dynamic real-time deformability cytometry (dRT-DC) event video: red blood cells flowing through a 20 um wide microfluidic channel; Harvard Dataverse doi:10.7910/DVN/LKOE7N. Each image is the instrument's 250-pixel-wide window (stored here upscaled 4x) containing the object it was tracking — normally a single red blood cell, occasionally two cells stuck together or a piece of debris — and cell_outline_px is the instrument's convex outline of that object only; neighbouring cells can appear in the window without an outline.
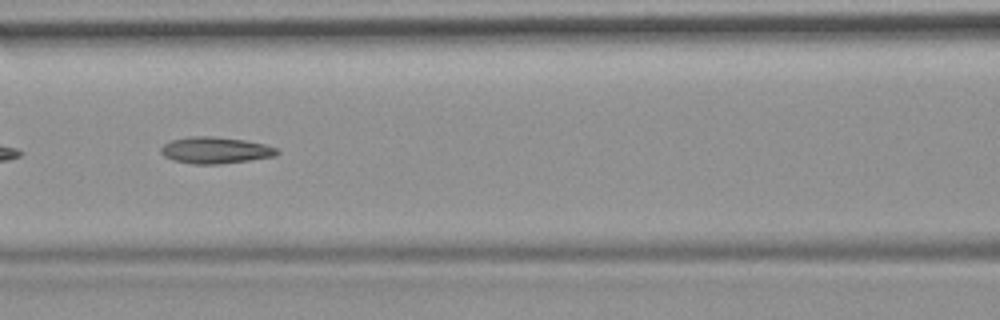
{"species": "common noctule bat (a hibernating species)", "species_latin": "Nyctalus noctula", "temperature_condition": "room temperature", "stored_images_in_passage": 14, "camera_frame_rate_fps": 3000, "um_per_image_px": 0.085, "animal": {"sex": "female", "body_mass_g": 19.9}, "frame": {"image": 1, "passage_image": 8, "time_ms": 2.333, "image_size_px": [1000, 320], "cell_outline_px": [[280, 152], [276, 156], [220, 164], [192, 164], [172, 160], [164, 156], [160, 152], [160, 148], [164, 144], [172, 140], [192, 136], [212, 136], [244, 140], [264, 144], [280, 148]], "centroid_in_image_um": [18.32, 12.77], "position_along_channel_um": 148.3, "area_um2": 18.03}}